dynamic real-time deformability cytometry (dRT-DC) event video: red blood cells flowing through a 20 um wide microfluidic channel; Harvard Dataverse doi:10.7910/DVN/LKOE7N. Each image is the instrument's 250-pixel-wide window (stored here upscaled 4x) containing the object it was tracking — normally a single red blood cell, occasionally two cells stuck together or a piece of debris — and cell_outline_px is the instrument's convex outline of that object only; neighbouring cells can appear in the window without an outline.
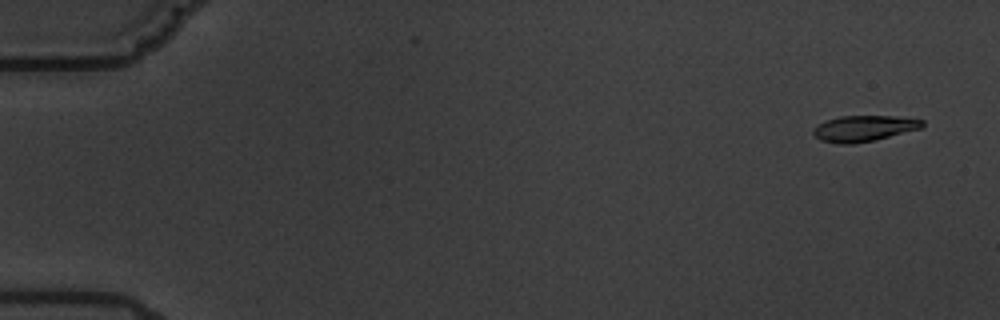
{"species": "common noctule bat (a hibernating species)", "species_latin": "Nyctalus noctula", "temperature_condition": "warm", "stored_images_in_passage": 18, "camera_frame_rate_fps": 3000, "um_per_image_px": 0.085, "animal": {"sex": "male", "body_mass_g": 19.5, "forearm_length_mm": 54.6}, "frame": {"image": 1, "passage_image": 2, "time_ms": 1.0, "image_size_px": [1000, 320], "cell_outline_px": [[924, 124], [920, 128], [872, 140], [852, 144], [836, 144], [820, 140], [812, 132], [820, 124], [828, 120], [840, 116], [896, 116], [924, 120]], "centroid_in_image_um": [73.42, 10.91], "position_along_channel_um": 11.6, "area_um2": 16.07}}
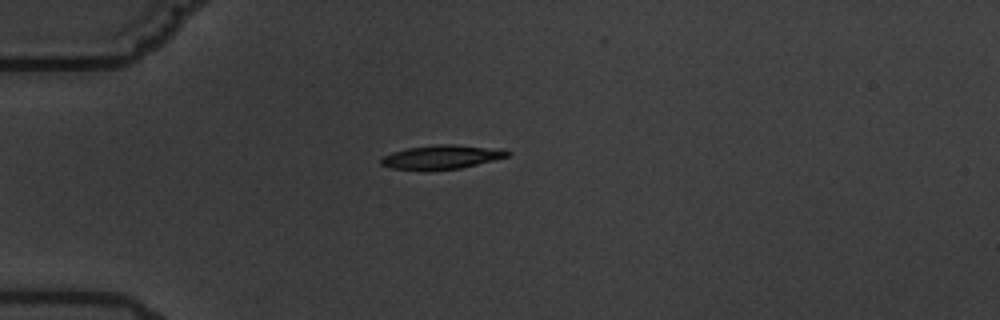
{"frame": {"image": 2, "passage_image": 6, "time_ms": 5.667, "image_size_px": [1000, 320], "cell_outline_px": [[512, 152], [508, 156], [460, 168], [392, 168], [380, 164], [380, 160], [384, 156], [392, 152], [408, 148], [436, 144], [452, 144], [504, 148]], "centroid_in_image_um": [37.61, 13.3], "position_along_channel_um": 47.4, "area_um2": 17.05}}
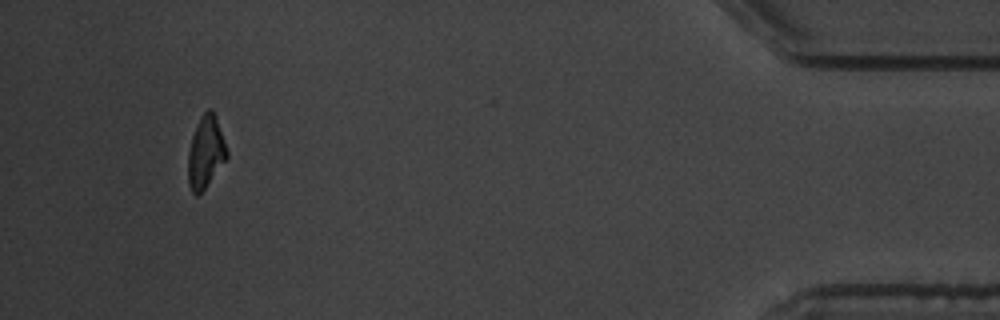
{"frame": {"image": 3, "passage_image": 17, "time_ms": 19.0, "image_size_px": [1000, 320], "cell_outline_px": [[228, 156], [204, 188], [196, 196], [192, 192], [188, 184], [188, 152], [192, 136], [200, 116], [208, 108], [212, 108], [216, 116], [228, 152]], "centroid_in_image_um": [17.47, 12.89], "position_along_channel_um": 417.7, "area_um2": 16.07}, "authors_computed_cell_mechanics": {"area_um2": 17.5134, "velocity_mm_per_s": 3.4111, "shape_relaxation_time_tau1_ms": 4.5509, "shape_relaxation_time_tau2_ms": 2.233, "deformation_change_tau1": 0.1597, "deformation_change_tau2": 0.0738}}